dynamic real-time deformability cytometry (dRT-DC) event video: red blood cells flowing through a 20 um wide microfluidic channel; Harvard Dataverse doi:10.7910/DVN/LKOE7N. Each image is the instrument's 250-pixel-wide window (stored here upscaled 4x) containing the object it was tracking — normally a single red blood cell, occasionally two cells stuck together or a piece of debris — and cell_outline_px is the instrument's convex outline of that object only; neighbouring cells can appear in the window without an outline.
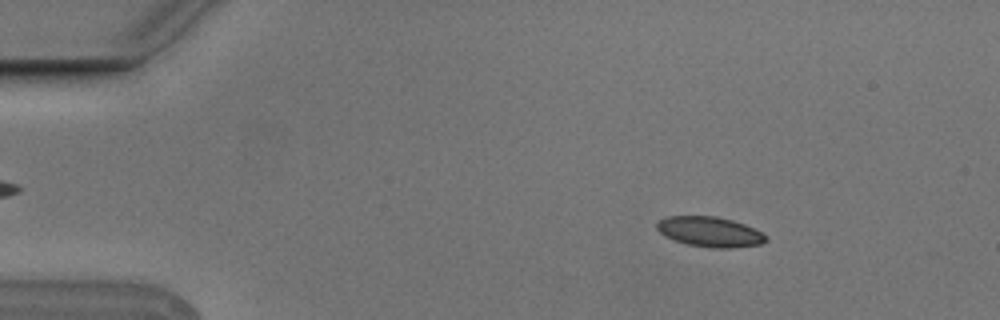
{"species": "Egyptian fruit bat (a non-hibernating species)", "species_latin": "Rousettus aegyptiacus", "temperature_condition": "cold", "stored_images_in_passage": 47, "camera_frame_rate_fps": 3000, "um_per_image_px": 0.085, "animal": {"sex": "male"}, "frame": {"image": 1, "passage_image": 1, "time_ms": 0.0, "image_size_px": [1000, 320], "cell_outline_px": [[768, 240], [760, 244], [732, 248], [712, 248], [688, 244], [664, 236], [656, 228], [656, 224], [660, 220], [668, 216], [716, 216], [732, 220], [744, 224], [768, 236]], "centroid_in_image_um": [60.34, 19.7], "position_along_channel_um": 24.7, "area_um2": 19.02}}
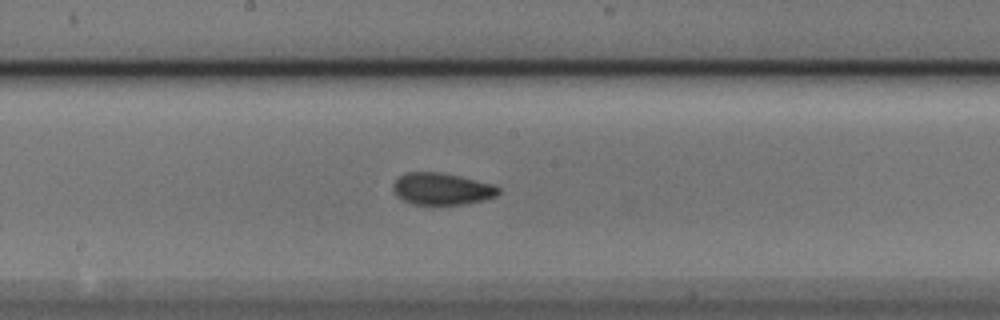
{"frame": {"image": 2, "passage_image": 22, "time_ms": 7.0, "image_size_px": [1000, 320], "cell_outline_px": [[500, 192], [496, 196], [484, 200], [464, 204], [412, 204], [396, 196], [392, 188], [392, 184], [400, 176], [408, 172], [440, 172], [460, 176], [492, 184], [500, 188]], "centroid_in_image_um": [37.55, 16.05], "position_along_channel_um": 210.7, "area_um2": 19.54}}
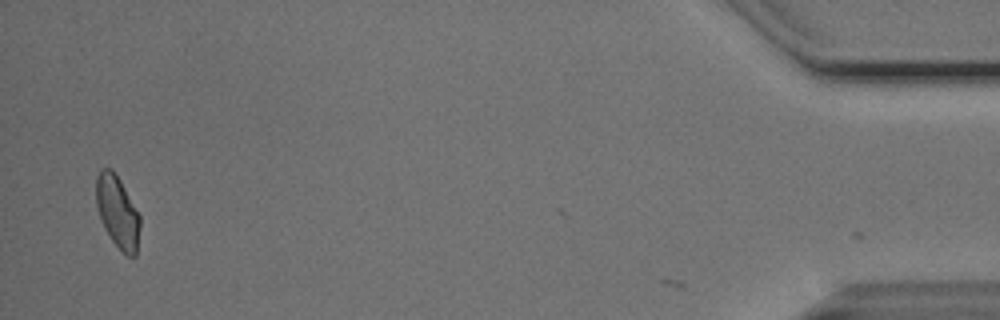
{"frame": {"image": 3, "passage_image": 46, "time_ms": 15.0, "image_size_px": [1000, 320], "cell_outline_px": [[140, 228], [136, 256], [128, 256], [112, 240], [104, 228], [96, 204], [96, 176], [100, 168], [112, 168], [120, 180], [140, 216]], "centroid_in_image_um": [9.98, 17.98], "position_along_channel_um": 425.2, "area_um2": 18.26}, "authors_computed_cell_mechanics": {"area_um2": 19.1318, "velocity_mm_per_s": 3.76, "shape_relaxation_time_tau1_ms": 6.4693, "shape_relaxation_time_tau2_ms": 3.8937, "deformation_change_tau1": 0.1136, "deformation_change_tau2": 0.0692}}